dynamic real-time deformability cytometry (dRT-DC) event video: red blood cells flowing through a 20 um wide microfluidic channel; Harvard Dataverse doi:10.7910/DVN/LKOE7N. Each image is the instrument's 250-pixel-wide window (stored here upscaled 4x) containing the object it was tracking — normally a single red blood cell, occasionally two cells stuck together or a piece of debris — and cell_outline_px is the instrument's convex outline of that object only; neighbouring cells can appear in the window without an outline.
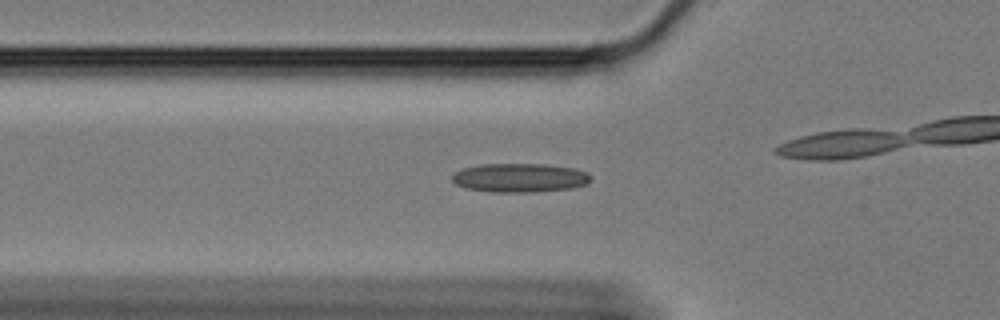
{"species": "Egyptian fruit bat (a non-hibernating species)", "species_latin": "Rousettus aegyptiacus", "temperature_condition": "cold", "stored_images_in_passage": 47, "camera_frame_rate_fps": 3000, "um_per_image_px": 0.085, "animal": {"sex": "female"}, "frame": {"image": 1, "passage_image": 16, "time_ms": 5.0, "image_size_px": [1000, 320], "cell_outline_px": [[592, 180], [588, 184], [572, 188], [528, 192], [492, 192], [464, 188], [456, 184], [452, 180], [452, 176], [456, 172], [464, 168], [484, 164], [540, 164], [572, 168], [588, 172], [592, 176]], "centroid_in_image_um": [44.21, 15.12], "position_along_channel_um": 81.6, "area_um2": 23.29}}
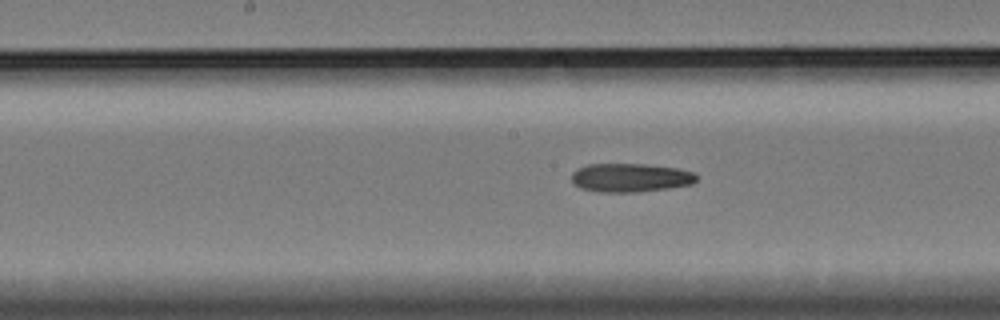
{"frame": {"image": 2, "passage_image": 26, "time_ms": 8.333, "image_size_px": [1000, 320], "cell_outline_px": [[696, 180], [692, 184], [668, 188], [636, 192], [600, 192], [580, 188], [572, 180], [572, 172], [588, 164], [644, 164], [676, 168], [696, 172]], "centroid_in_image_um": [53.6, 15.1], "position_along_channel_um": 194.6, "area_um2": 20.75}}
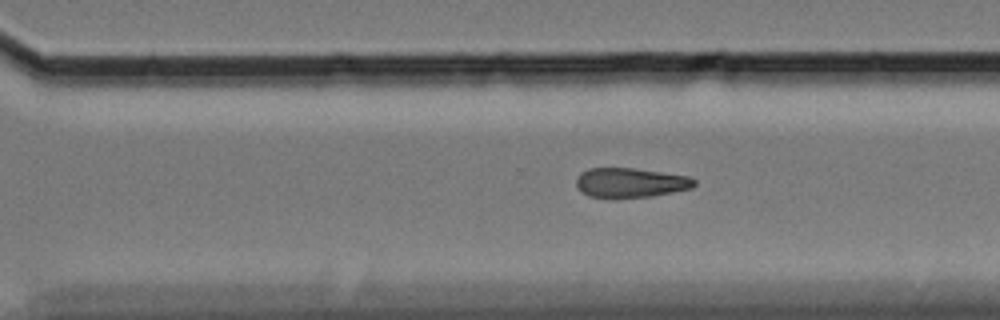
{"frame": {"image": 3, "passage_image": 37, "time_ms": 12.0, "image_size_px": [1000, 320], "cell_outline_px": [[696, 184], [692, 188], [652, 196], [588, 196], [580, 192], [576, 184], [576, 180], [580, 172], [588, 168], [632, 168], [688, 176], [696, 180]], "centroid_in_image_um": [53.58, 15.5], "position_along_channel_um": 317.0, "area_um2": 19.94}}